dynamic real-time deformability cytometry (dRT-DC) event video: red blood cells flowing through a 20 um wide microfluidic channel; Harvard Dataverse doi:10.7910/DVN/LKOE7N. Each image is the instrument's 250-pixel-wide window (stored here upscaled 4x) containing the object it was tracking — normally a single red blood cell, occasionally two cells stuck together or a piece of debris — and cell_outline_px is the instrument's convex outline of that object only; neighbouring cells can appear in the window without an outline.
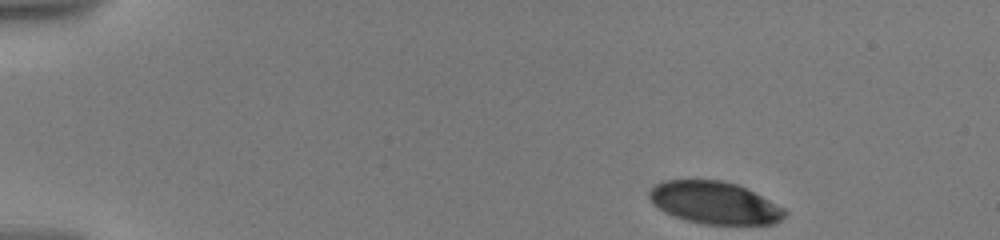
{"species": "human", "species_latin": "Homo sapiens", "temperature_condition": "warm", "stored_images_in_passage": 20, "camera_frame_rate_fps": 3000, "um_per_image_px": 0.085, "donor": {"sex": "male"}, "frame": {"image": 1, "passage_image": 1, "time_ms": 0.0, "image_size_px": [1000, 240], "cell_outline_px": [[788, 212], [780, 220], [772, 224], [704, 224], [688, 220], [664, 212], [648, 196], [648, 192], [656, 184], [664, 180], [724, 180], [736, 184], [784, 208]], "centroid_in_image_um": [60.73, 17.23], "position_along_channel_um": 24.3, "area_um2": 32.83}}
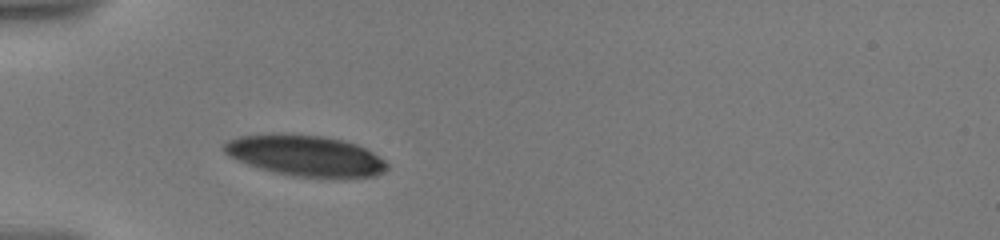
{"frame": {"image": 2, "passage_image": 14, "time_ms": 3.667, "image_size_px": [1000, 240], "cell_outline_px": [[388, 168], [384, 172], [376, 176], [296, 176], [276, 172], [248, 164], [224, 152], [224, 144], [228, 140], [240, 136], [272, 132], [280, 132], [324, 136], [344, 140], [356, 144], [372, 152], [384, 160], [388, 164]], "centroid_in_image_um": [25.95, 13.18], "position_along_channel_um": 59.0, "area_um2": 38.38}}
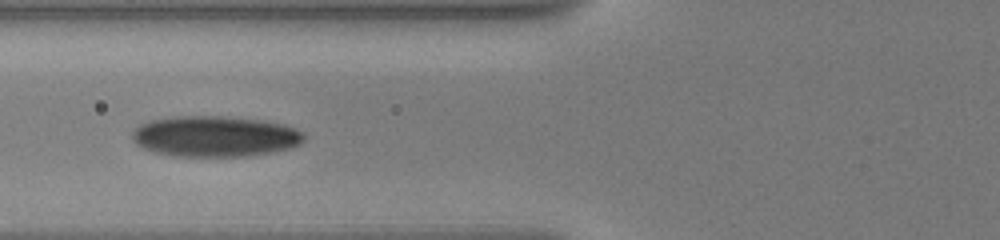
{"frame": {"image": 3, "passage_image": 19, "time_ms": 5.333, "image_size_px": [1000, 240], "cell_outline_px": [[304, 140], [300, 144], [288, 148], [272, 152], [248, 156], [172, 156], [156, 152], [136, 144], [132, 136], [132, 132], [140, 124], [152, 120], [172, 116], [224, 116], [264, 120], [284, 124], [296, 128], [304, 132]], "centroid_in_image_um": [18.31, 11.58], "position_along_channel_um": 107.5, "area_um2": 40.92}}